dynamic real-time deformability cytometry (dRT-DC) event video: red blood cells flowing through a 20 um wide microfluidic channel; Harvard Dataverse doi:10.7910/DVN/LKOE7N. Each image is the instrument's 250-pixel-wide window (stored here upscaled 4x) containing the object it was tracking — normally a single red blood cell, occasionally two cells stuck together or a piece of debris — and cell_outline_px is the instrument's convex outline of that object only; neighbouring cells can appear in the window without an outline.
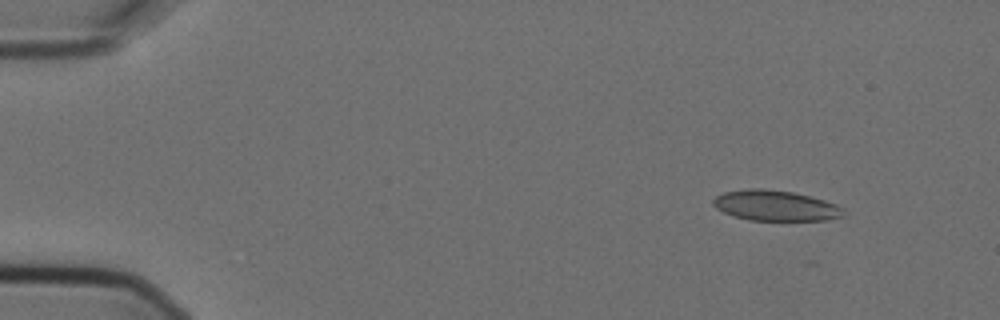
{"species": "Egyptian fruit bat (a non-hibernating species)", "species_latin": "Rousettus aegyptiacus", "temperature_condition": "cold", "stored_images_in_passage": 3, "camera_frame_rate_fps": 3000, "um_per_image_px": 0.085, "animal": {"sex": "female"}, "frame": {"image": 1, "passage_image": 1, "time_ms": 0.0, "image_size_px": [1000, 320], "cell_outline_px": [[844, 216], [828, 220], [748, 220], [732, 216], [716, 208], [712, 204], [712, 200], [716, 196], [724, 192], [748, 188], [764, 188], [792, 192], [824, 200], [836, 204], [844, 208]], "centroid_in_image_um": [65.9, 17.48], "position_along_channel_um": 19.1, "area_um2": 23.24}}
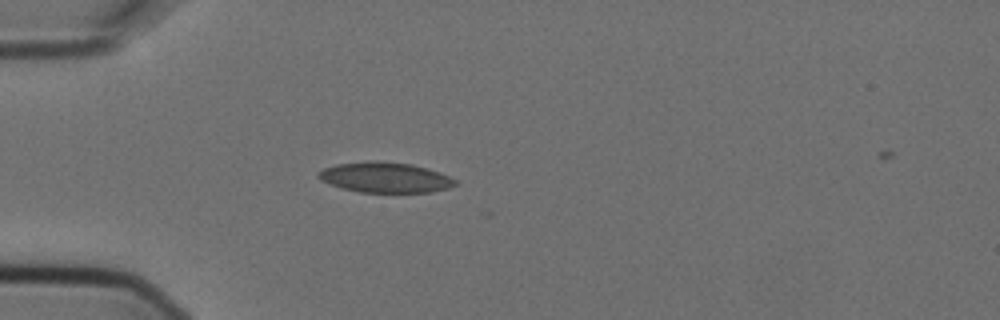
{"frame": {"image": 2, "passage_image": 3, "time_ms": 0.667, "image_size_px": [1000, 320], "cell_outline_px": [[456, 184], [448, 188], [432, 192], [360, 192], [344, 188], [320, 180], [316, 176], [324, 168], [336, 164], [368, 160], [376, 160], [412, 164], [448, 176], [456, 180]], "centroid_in_image_um": [32.71, 15.07], "position_along_channel_um": 52.3, "area_um2": 23.93}}